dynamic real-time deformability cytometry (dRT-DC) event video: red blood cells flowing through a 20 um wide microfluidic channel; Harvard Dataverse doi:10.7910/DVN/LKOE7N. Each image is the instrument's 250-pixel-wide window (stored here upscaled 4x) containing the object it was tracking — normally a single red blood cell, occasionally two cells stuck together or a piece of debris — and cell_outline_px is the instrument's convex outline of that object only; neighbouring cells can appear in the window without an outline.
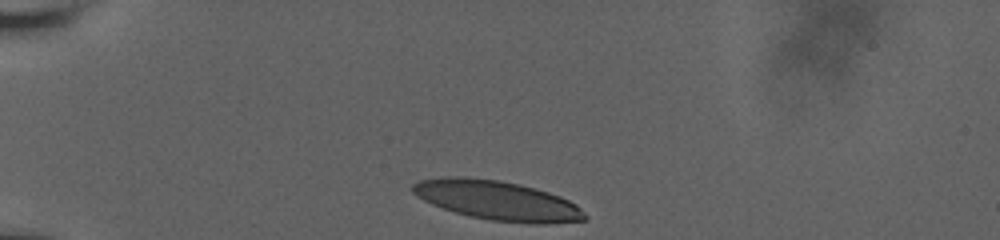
{"species": "human", "species_latin": "Homo sapiens", "temperature_condition": "room temperature", "stored_images_in_passage": 34, "camera_frame_rate_fps": 3000, "um_per_image_px": 0.085, "donor": {"sex": "male"}, "frame": {"image": 1, "passage_image": 1, "time_ms": 0.0, "image_size_px": [1000, 240], "cell_outline_px": [[588, 220], [548, 224], [528, 224], [492, 220], [468, 216], [432, 204], [416, 196], [412, 192], [412, 184], [420, 180], [440, 176], [464, 176], [500, 180], [520, 184], [548, 192], [560, 196], [576, 204], [588, 216]], "centroid_in_image_um": [42.28, 17.03], "position_along_channel_um": 42.7, "area_um2": 39.88}}
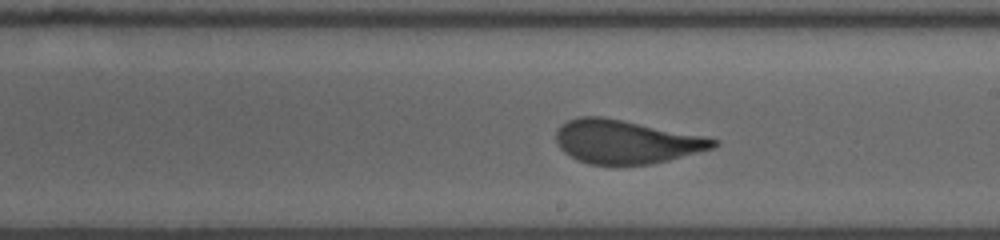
{"frame": {"image": 2, "passage_image": 20, "time_ms": 6.333, "image_size_px": [1000, 240], "cell_outline_px": [[720, 144], [712, 148], [668, 160], [652, 164], [588, 164], [576, 160], [564, 152], [556, 144], [556, 132], [568, 120], [580, 116], [604, 116], [704, 136], [720, 140]], "centroid_in_image_um": [53.2, 12.04], "position_along_channel_um": 235.8, "area_um2": 39.82}}
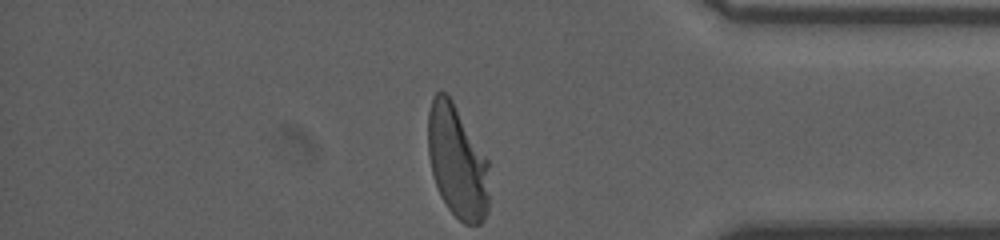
{"frame": {"image": 3, "passage_image": 34, "time_ms": 11.0, "image_size_px": [1000, 240], "cell_outline_px": [[488, 212], [484, 220], [480, 224], [464, 224], [448, 208], [440, 196], [432, 172], [428, 156], [428, 112], [432, 96], [440, 88], [452, 100], [488, 160]], "centroid_in_image_um": [38.85, 13.74], "position_along_channel_um": 396.4, "area_um2": 40.29}, "authors_computed_cell_mechanics": {"area_um2": 40.2866, "velocity_mm_per_s": 3.8303, "shape_relaxation_time_tau1_ms": 4.6482, "shape_relaxation_time_tau2_ms": null, "deformation_change_tau1": 0.1937, "deformation_change_tau2": null}}